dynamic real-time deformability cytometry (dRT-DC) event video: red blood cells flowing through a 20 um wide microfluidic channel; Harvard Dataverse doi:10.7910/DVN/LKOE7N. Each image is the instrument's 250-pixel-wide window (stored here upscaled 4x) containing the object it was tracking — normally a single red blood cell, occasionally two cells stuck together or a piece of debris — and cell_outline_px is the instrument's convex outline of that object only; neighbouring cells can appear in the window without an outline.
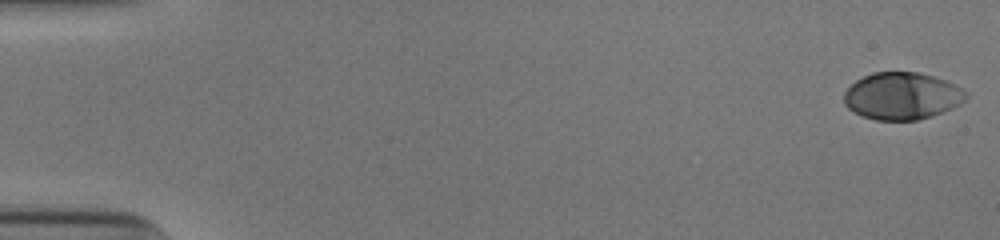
{"species": "human", "species_latin": "Homo sapiens", "temperature_condition": "cold", "stored_images_in_passage": 53, "camera_frame_rate_fps": 3000, "um_per_image_px": 0.085, "donor": {"sex": "male"}, "frame": {"image": 1, "passage_image": 1, "time_ms": 0.0, "image_size_px": [1000, 240], "cell_outline_px": [[968, 96], [960, 104], [944, 112], [932, 116], [916, 120], [876, 120], [860, 116], [852, 112], [844, 104], [844, 92], [856, 80], [872, 72], [916, 72], [948, 80], [956, 84], [968, 92]], "centroid_in_image_um": [76.68, 8.16], "position_along_channel_um": 8.3, "area_um2": 33.87}}
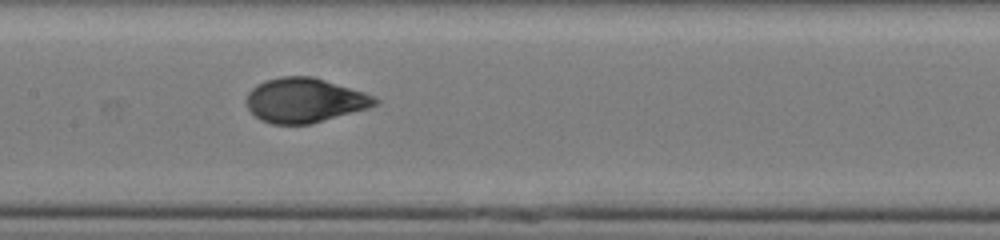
{"frame": {"image": 2, "passage_image": 27, "time_ms": 8.667, "image_size_px": [1000, 240], "cell_outline_px": [[380, 104], [368, 108], [312, 124], [272, 124], [260, 120], [248, 108], [244, 100], [248, 92], [256, 84], [264, 80], [280, 76], [312, 76], [364, 92], [376, 96], [380, 100]], "centroid_in_image_um": [25.89, 8.52], "position_along_channel_um": 181.5, "area_um2": 33.7}}
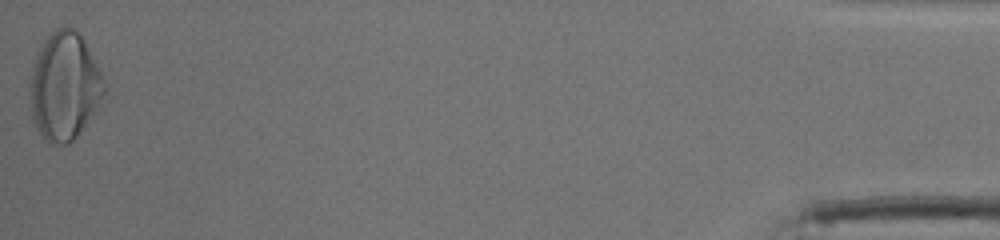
{"frame": {"image": 3, "passage_image": 53, "time_ms": 17.333, "image_size_px": [1000, 240], "cell_outline_px": [[108, 92], [76, 136], [68, 144], [48, 144], [36, 128], [32, 116], [28, 84], [32, 64], [36, 52], [40, 44], [56, 28], [72, 28], [84, 40], [108, 84]], "centroid_in_image_um": [5.47, 7.33], "position_along_channel_um": 429.7, "area_um2": 47.16}, "authors_computed_cell_mechanics": {"area_um2": 33.6396, "velocity_mm_per_s": 3.8955, "shape_relaxation_time_tau1_ms": 4.4769, "shape_relaxation_time_tau2_ms": null, "deformation_change_tau1": 0.1867, "deformation_change_tau2": null}}